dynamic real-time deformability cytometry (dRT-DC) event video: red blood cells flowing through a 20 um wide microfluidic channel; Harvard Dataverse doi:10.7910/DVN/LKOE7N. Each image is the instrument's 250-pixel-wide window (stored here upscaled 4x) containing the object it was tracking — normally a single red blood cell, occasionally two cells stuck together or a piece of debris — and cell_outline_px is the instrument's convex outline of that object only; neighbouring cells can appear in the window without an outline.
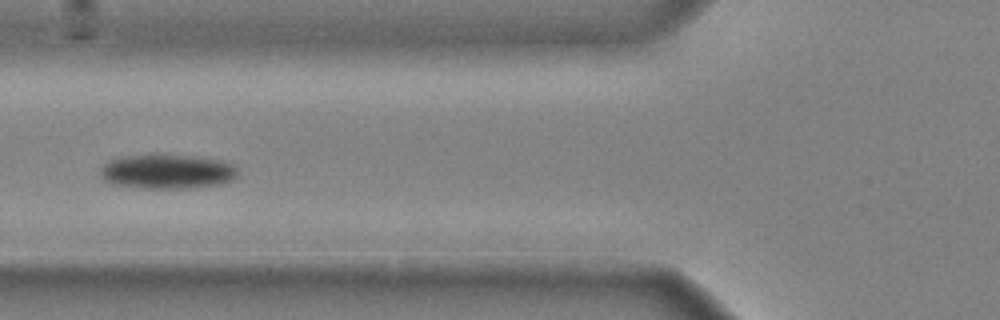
{"species": "common noctule bat (a hibernating species)", "species_latin": "Nyctalus noctula", "temperature_condition": "cold", "stored_images_in_passage": 47, "camera_frame_rate_fps": 3000, "um_per_image_px": 0.085, "animal": {"sex": "male", "body_mass_g": 20.4}, "frame": {"image": 1, "passage_image": 18, "time_ms": 5.667, "image_size_px": [1000, 320], "cell_outline_px": [[236, 176], [232, 180], [220, 184], [192, 188], [144, 188], [112, 184], [104, 180], [100, 176], [100, 168], [108, 160], [120, 156], [152, 152], [156, 152], [192, 156], [220, 160], [232, 164], [236, 168]], "centroid_in_image_um": [14.14, 14.54], "position_along_channel_um": 111.7, "area_um2": 28.38}}
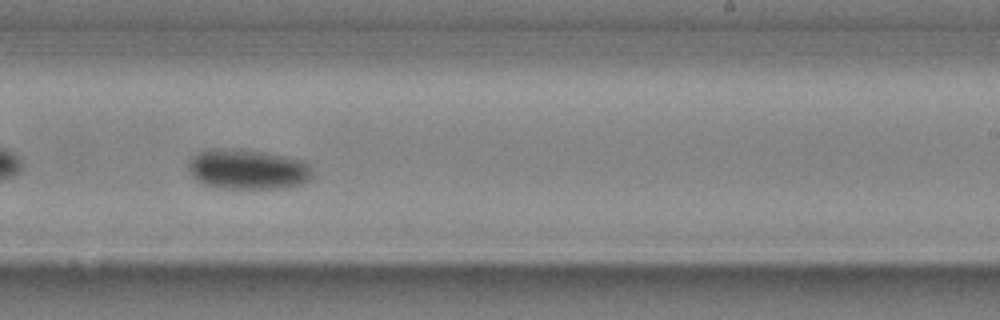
{"frame": {"image": 2, "passage_image": 30, "time_ms": 9.667, "image_size_px": [1000, 320], "cell_outline_px": [[312, 176], [304, 184], [284, 188], [216, 188], [204, 184], [196, 180], [192, 176], [188, 168], [188, 164], [192, 156], [200, 152], [212, 148], [232, 148], [264, 152], [304, 160], [308, 164]], "centroid_in_image_um": [21.04, 14.39], "position_along_channel_um": 268.0, "area_um2": 29.13}}
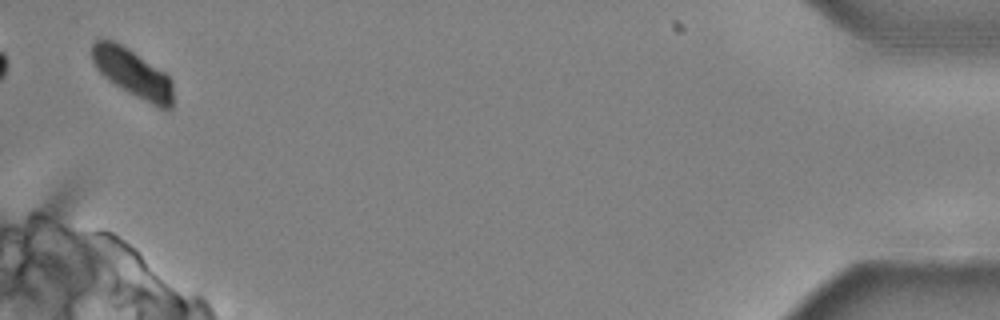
{"frame": {"image": 3, "passage_image": 47, "time_ms": 15.333, "image_size_px": [1000, 320], "cell_outline_px": [[172, 108], [168, 112], [156, 108], [120, 88], [108, 80], [96, 68], [92, 60], [92, 44], [100, 36], [104, 36], [128, 48], [164, 72], [172, 80]], "centroid_in_image_um": [11.28, 6.23], "position_along_channel_um": 423.9, "area_um2": 23.12}, "authors_computed_cell_mechanics": {"area_um2": 27.0504, "velocity_mm_per_s": 3.917, "shape_relaxation_time_tau1_ms": 2.6824, "shape_relaxation_time_tau2_ms": null, "deformation_change_tau1": 0.106, "deformation_change_tau2": null}}